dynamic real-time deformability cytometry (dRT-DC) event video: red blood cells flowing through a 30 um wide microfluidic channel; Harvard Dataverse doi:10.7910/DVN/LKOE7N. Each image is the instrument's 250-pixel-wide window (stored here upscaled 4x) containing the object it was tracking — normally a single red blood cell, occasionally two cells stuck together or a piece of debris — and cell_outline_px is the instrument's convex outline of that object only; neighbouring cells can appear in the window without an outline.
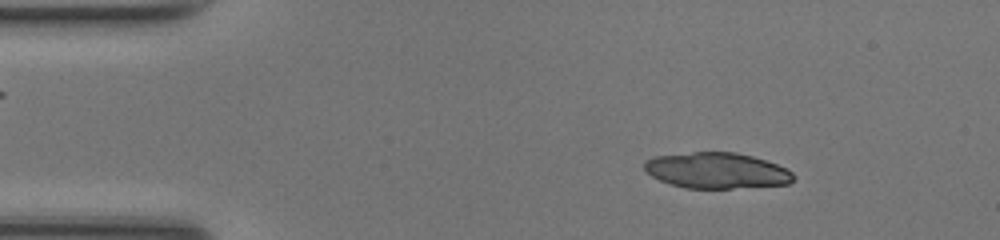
{"species": "common noctule bat (a hibernating species)", "species_latin": "Nyctalus noctula", "temperature_condition": "room temperature", "stored_images_in_passage": 48, "camera_frame_rate_fps": 3000, "um_per_image_px": 0.085, "animal": {"sex": "female", "body_mass_g": 17.0, "forearm_length_mm": 48.0}, "frame": {"image": 1, "passage_image": 7, "time_ms": 2.0, "image_size_px": [1000, 240], "cell_outline_px": [[796, 176], [788, 184], [732, 188], [684, 188], [660, 180], [652, 176], [644, 168], [644, 160], [652, 156], [692, 152], [736, 152], [752, 156], [788, 168]], "centroid_in_image_um": [60.91, 14.49], "position_along_channel_um": 24.1, "area_um2": 31.15}}